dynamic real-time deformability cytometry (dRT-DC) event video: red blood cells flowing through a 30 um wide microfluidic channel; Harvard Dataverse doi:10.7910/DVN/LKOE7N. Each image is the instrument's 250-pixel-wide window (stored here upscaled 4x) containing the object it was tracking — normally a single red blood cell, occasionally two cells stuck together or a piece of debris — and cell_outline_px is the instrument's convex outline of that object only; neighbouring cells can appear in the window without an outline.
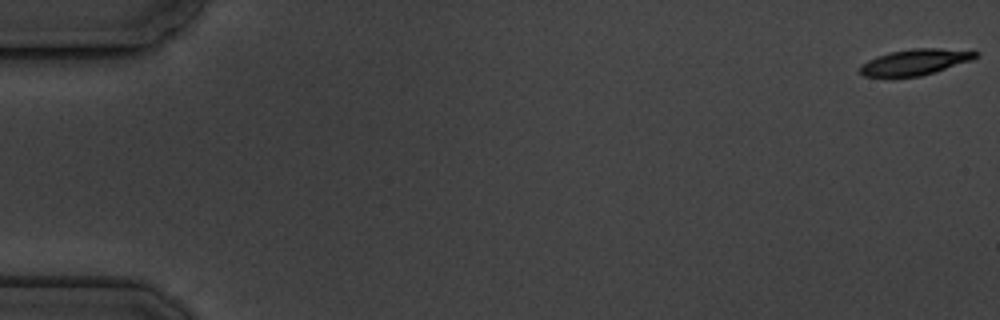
{"species": "common noctule bat (a hibernating species)", "species_latin": "Nyctalus noctula", "temperature_condition": "cold", "stored_images_in_passage": 5, "camera_frame_rate_fps": 3000, "um_per_image_px": 0.085, "animal": {"sex": "male", "body_mass_g": 19.5, "forearm_length_mm": 54.6}, "frame": {"image": 1, "passage_image": 1, "time_ms": 0.0, "image_size_px": [1000, 320], "cell_outline_px": [[980, 52], [972, 60], [920, 76], [864, 76], [860, 72], [860, 64], [876, 56], [888, 52], [912, 48], [940, 48]], "centroid_in_image_um": [77.75, 5.25], "position_along_channel_um": 7.2, "area_um2": 17.22}}
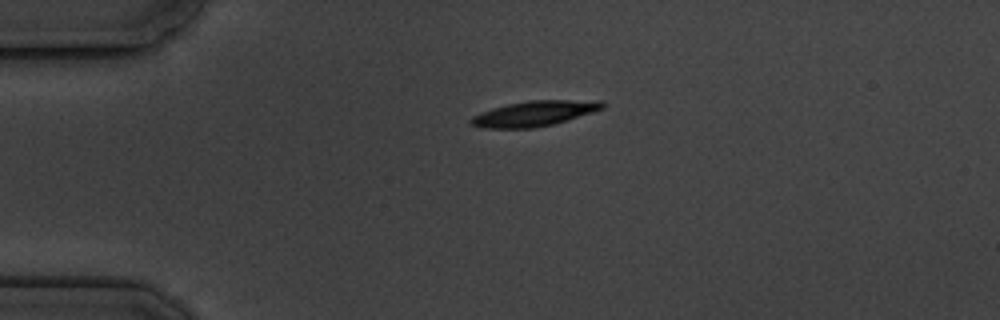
{"frame": {"image": 2, "passage_image": 4, "time_ms": 4.333, "image_size_px": [1000, 320], "cell_outline_px": [[604, 108], [592, 112], [552, 124], [532, 128], [484, 128], [472, 124], [468, 120], [472, 116], [480, 112], [492, 108], [508, 104], [528, 100], [600, 100], [604, 104]], "centroid_in_image_um": [45.39, 9.64], "position_along_channel_um": 39.6, "area_um2": 19.19}}